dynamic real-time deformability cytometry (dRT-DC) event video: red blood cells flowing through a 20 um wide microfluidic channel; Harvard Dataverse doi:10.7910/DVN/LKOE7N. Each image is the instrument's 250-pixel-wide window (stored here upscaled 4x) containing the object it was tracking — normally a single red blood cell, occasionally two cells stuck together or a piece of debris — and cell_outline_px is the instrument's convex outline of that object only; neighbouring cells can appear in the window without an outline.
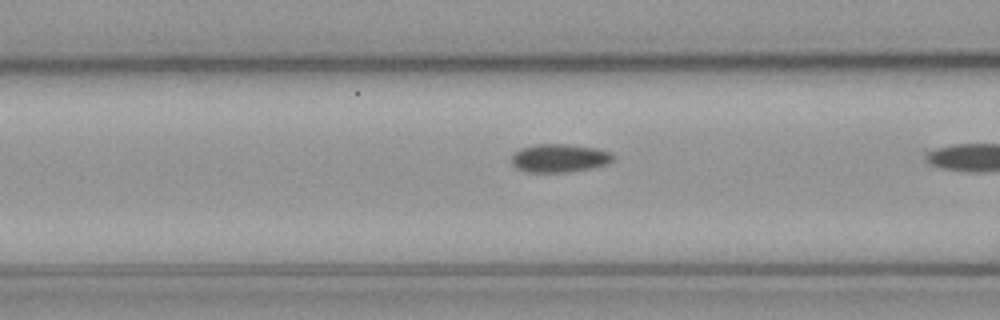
{"species": "common noctule bat (a hibernating species)", "species_latin": "Nyctalus noctula", "temperature_condition": "cold", "stored_images_in_passage": 11, "camera_frame_rate_fps": 3000, "um_per_image_px": 0.085, "animal": {"sex": "male", "body_mass_g": 23.1, "forearm_length_mm": 52.7}, "frame": {"image": 1, "passage_image": 10, "time_ms": 3.0, "image_size_px": [1000, 320], "cell_outline_px": [[612, 160], [608, 164], [588, 168], [564, 172], [528, 172], [516, 168], [512, 164], [512, 156], [520, 148], [536, 144], [568, 144], [596, 148], [612, 152]], "centroid_in_image_um": [47.53, 13.43], "position_along_channel_um": 119.1, "area_um2": 16.59}}